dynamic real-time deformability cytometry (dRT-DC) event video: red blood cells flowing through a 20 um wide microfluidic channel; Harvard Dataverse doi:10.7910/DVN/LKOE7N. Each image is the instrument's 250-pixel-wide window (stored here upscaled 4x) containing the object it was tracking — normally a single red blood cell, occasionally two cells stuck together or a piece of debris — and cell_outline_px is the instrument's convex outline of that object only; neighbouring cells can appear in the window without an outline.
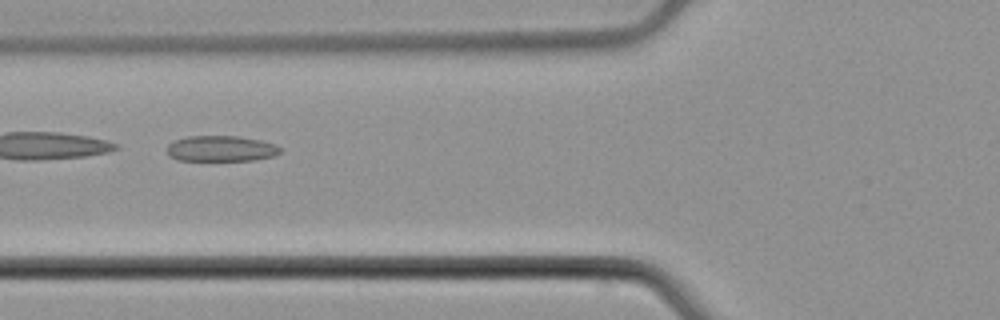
{"species": "common noctule bat (a hibernating species)", "species_latin": "Nyctalus noctula", "temperature_condition": "cold", "stored_images_in_passage": 7, "camera_frame_rate_fps": 3000, "um_per_image_px": 0.085, "animal": {"sex": "male", "body_mass_g": 21.5, "forearm_length_mm": 52.0}, "frame": {"image": 1, "passage_image": 5, "time_ms": 6.667, "image_size_px": [1000, 320], "cell_outline_px": [[284, 148], [280, 152], [272, 156], [252, 160], [176, 160], [168, 156], [164, 148], [168, 144], [176, 140], [188, 136], [236, 136], [260, 140], [276, 144]], "centroid_in_image_um": [18.75, 12.63], "position_along_channel_um": 107.0, "area_um2": 17.11}}
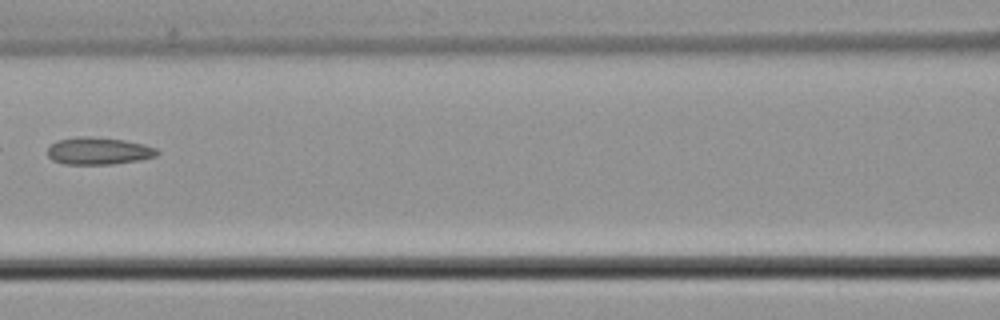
{"frame": {"image": 2, "passage_image": 6, "time_ms": 8.0, "image_size_px": [1000, 320], "cell_outline_px": [[160, 152], [156, 156], [140, 160], [112, 164], [64, 164], [52, 160], [48, 156], [48, 148], [56, 140], [76, 136], [88, 136], [124, 140], [144, 144], [156, 148]], "centroid_in_image_um": [8.37, 12.82], "position_along_channel_um": 158.2, "area_um2": 17.51}}
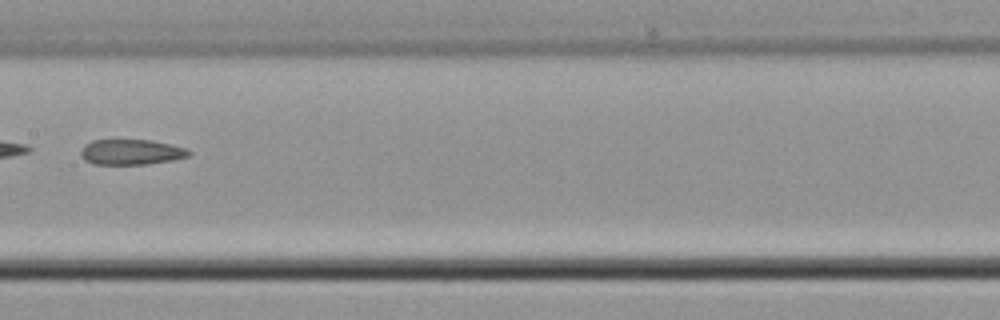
{"frame": {"image": 3, "passage_image": 7, "time_ms": 9.0, "image_size_px": [1000, 320], "cell_outline_px": [[192, 152], [188, 156], [172, 160], [148, 164], [92, 164], [84, 160], [80, 156], [80, 152], [84, 144], [92, 140], [152, 140], [184, 148]], "centroid_in_image_um": [11.09, 12.93], "position_along_channel_um": 196.3, "area_um2": 15.95}}